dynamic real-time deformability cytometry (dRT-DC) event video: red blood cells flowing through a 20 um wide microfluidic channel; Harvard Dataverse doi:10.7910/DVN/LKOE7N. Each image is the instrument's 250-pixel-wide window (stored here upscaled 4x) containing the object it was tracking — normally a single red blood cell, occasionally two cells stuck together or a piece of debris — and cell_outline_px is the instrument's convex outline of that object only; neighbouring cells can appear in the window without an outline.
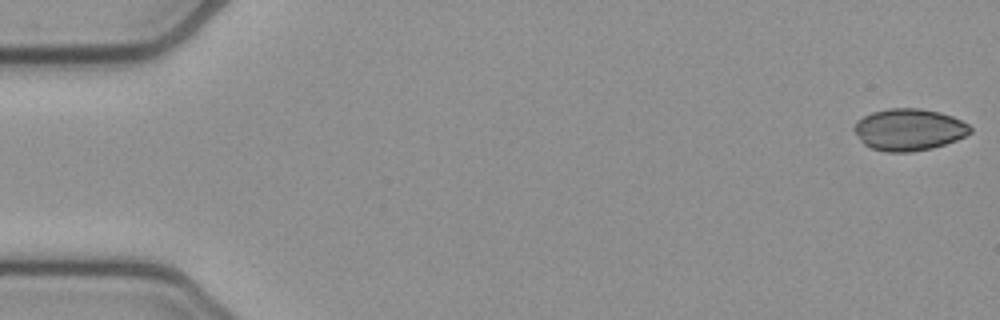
{"species": "common noctule bat (a hibernating species)", "species_latin": "Nyctalus noctula", "temperature_condition": "cold", "stored_images_in_passage": 53, "camera_frame_rate_fps": 3000, "um_per_image_px": 0.085, "animal": {"sex": "female", "body_mass_g": 21.9}, "frame": {"image": 1, "passage_image": 1, "time_ms": 0.0, "image_size_px": [1000, 320], "cell_outline_px": [[972, 132], [956, 140], [932, 148], [912, 152], [888, 152], [872, 148], [864, 144], [860, 140], [852, 128], [856, 120], [872, 112], [888, 108], [920, 108], [940, 112], [952, 116], [968, 124], [972, 128]], "centroid_in_image_um": [77.24, 11.01], "position_along_channel_um": 7.8, "area_um2": 28.38}}
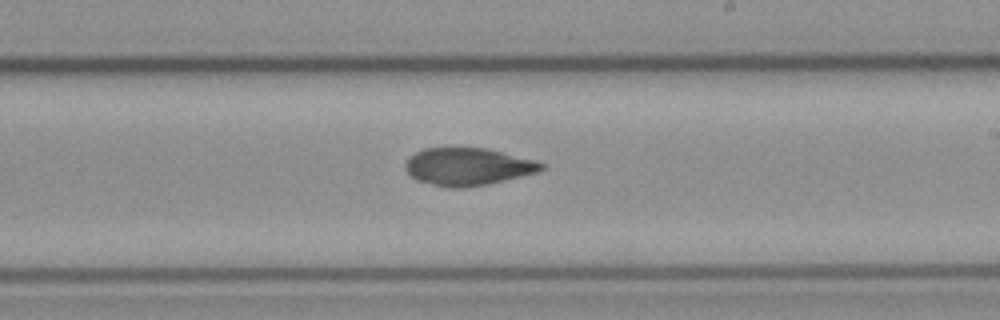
{"frame": {"image": 2, "passage_image": 31, "time_ms": 10.0, "image_size_px": [1000, 320], "cell_outline_px": [[544, 168], [540, 172], [488, 184], [460, 188], [452, 188], [432, 184], [416, 180], [404, 168], [404, 164], [416, 152], [424, 148], [488, 148], [536, 160], [544, 164]], "centroid_in_image_um": [39.81, 14.16], "position_along_channel_um": 249.2, "area_um2": 29.71}}
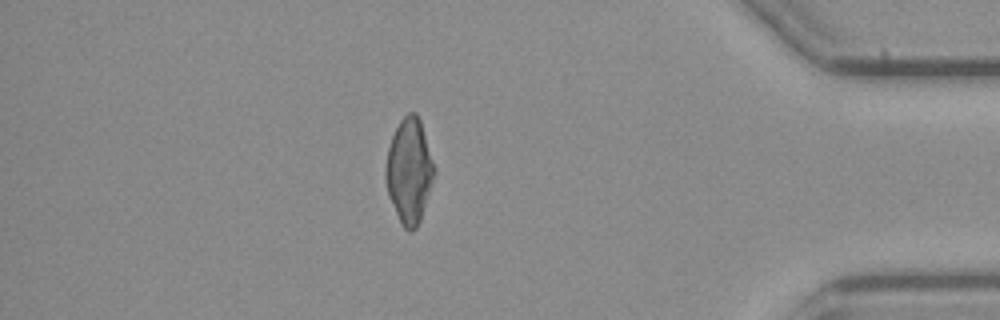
{"frame": {"image": 3, "passage_image": 46, "time_ms": 15.0, "image_size_px": [1000, 320], "cell_outline_px": [[436, 172], [420, 220], [416, 228], [412, 232], [408, 232], [400, 224], [388, 196], [384, 176], [384, 168], [388, 148], [392, 136], [400, 120], [408, 112], [416, 112], [420, 120], [436, 168]], "centroid_in_image_um": [34.77, 14.55], "position_along_channel_um": 400.4, "area_um2": 30.0}}